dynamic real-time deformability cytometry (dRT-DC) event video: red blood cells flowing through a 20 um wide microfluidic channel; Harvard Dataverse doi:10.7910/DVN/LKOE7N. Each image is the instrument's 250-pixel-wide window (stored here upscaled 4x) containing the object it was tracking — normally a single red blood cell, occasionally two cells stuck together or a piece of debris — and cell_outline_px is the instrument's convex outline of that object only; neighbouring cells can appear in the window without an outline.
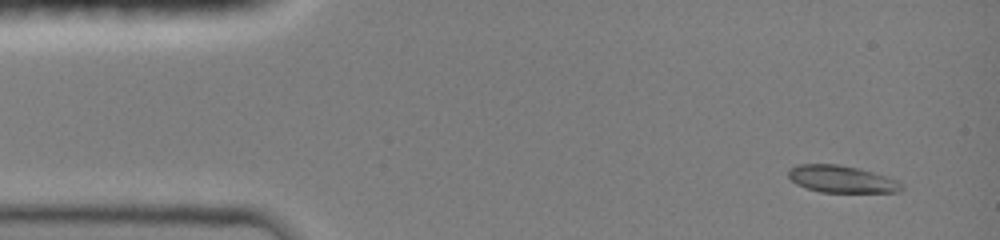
{"species": "common noctule bat (a hibernating species)", "species_latin": "Nyctalus noctula", "temperature_condition": "room temperature", "stored_images_in_passage": 32, "camera_frame_rate_fps": 3000, "um_per_image_px": 0.085, "animal": {"sex": "female", "body_mass_g": 19.0, "forearm_length_mm": 51.5}, "frame": {"image": 1, "passage_image": 1, "time_ms": 0.0, "image_size_px": [1000, 240], "cell_outline_px": [[900, 188], [896, 192], [820, 192], [796, 184], [788, 176], [788, 172], [792, 168], [800, 164], [836, 164], [856, 168], [896, 180], [900, 184]], "centroid_in_image_um": [71.46, 15.23], "position_along_channel_um": 13.5, "area_um2": 17.22}}
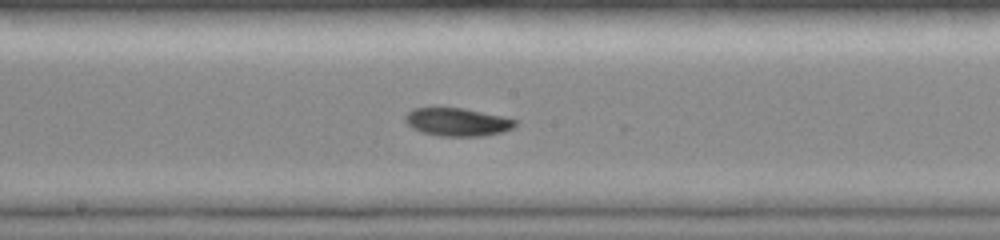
{"frame": {"image": 2, "passage_image": 14, "time_ms": 7.0, "image_size_px": [1000, 240], "cell_outline_px": [[516, 124], [512, 128], [500, 132], [484, 136], [440, 136], [420, 132], [412, 128], [404, 120], [404, 116], [412, 108], [460, 108], [504, 116], [516, 120]], "centroid_in_image_um": [38.84, 10.37], "position_along_channel_um": 209.4, "area_um2": 17.92}}
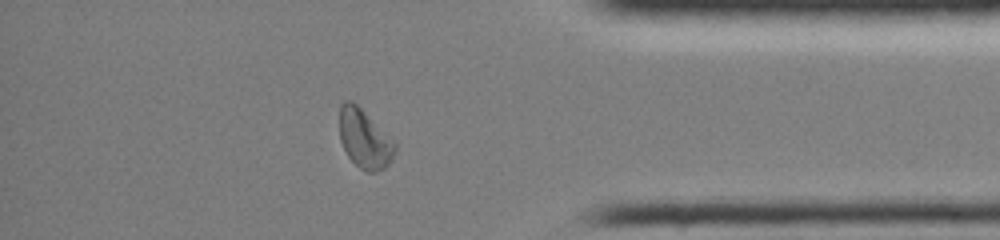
{"frame": {"image": 3, "passage_image": 27, "time_ms": 12.0, "image_size_px": [1000, 240], "cell_outline_px": [[396, 152], [388, 164], [384, 168], [376, 172], [368, 172], [360, 168], [348, 156], [340, 140], [340, 104], [344, 100], [352, 100], [396, 144]], "centroid_in_image_um": [30.97, 11.81], "position_along_channel_um": 404.2, "area_um2": 18.61}}